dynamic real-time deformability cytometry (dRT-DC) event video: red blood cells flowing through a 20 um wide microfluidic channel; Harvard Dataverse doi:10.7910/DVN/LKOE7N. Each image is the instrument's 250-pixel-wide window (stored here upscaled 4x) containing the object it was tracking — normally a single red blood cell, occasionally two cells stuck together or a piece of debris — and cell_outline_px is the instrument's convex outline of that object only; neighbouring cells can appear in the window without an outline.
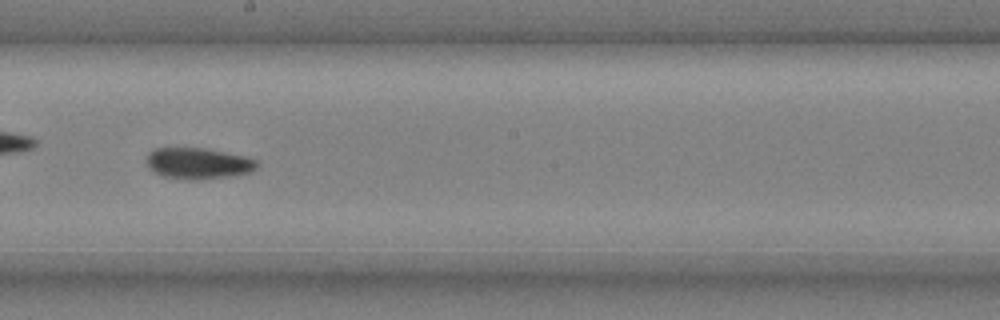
{"species": "common noctule bat (a hibernating species)", "species_latin": "Nyctalus noctula", "temperature_condition": "cold", "stored_images_in_passage": 10, "camera_frame_rate_fps": 3000, "um_per_image_px": 0.085, "animal": {"sex": "male", "body_mass_g": 20.4}, "frame": {"image": 1, "passage_image": 9, "time_ms": 2.667, "image_size_px": [1000, 320], "cell_outline_px": [[260, 164], [252, 172], [228, 176], [196, 180], [184, 180], [160, 176], [148, 168], [148, 152], [152, 148], [204, 148], [244, 156], [256, 160]], "centroid_in_image_um": [16.82, 13.89], "position_along_channel_um": 231.4, "area_um2": 20.17}}
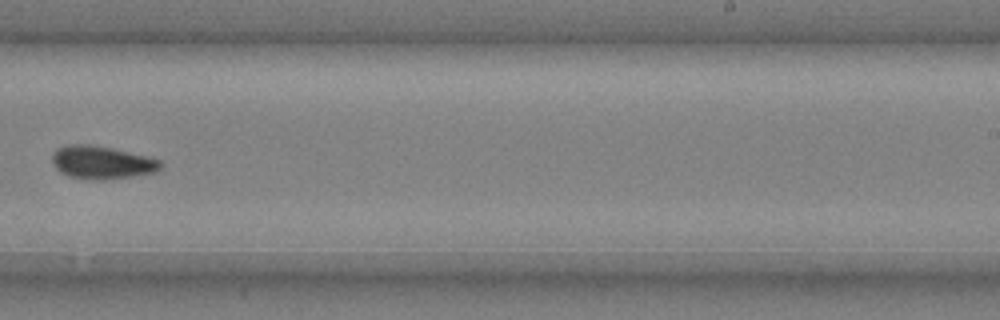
{"frame": {"image": 2, "passage_image": 10, "time_ms": 3.0, "image_size_px": [1000, 320], "cell_outline_px": [[164, 164], [156, 172], [132, 176], [104, 180], [92, 180], [68, 176], [60, 172], [56, 168], [52, 160], [52, 156], [56, 148], [68, 144], [88, 144], [112, 148], [160, 160]], "centroid_in_image_um": [8.63, 13.81], "position_along_channel_um": 280.4, "area_um2": 20.81}}